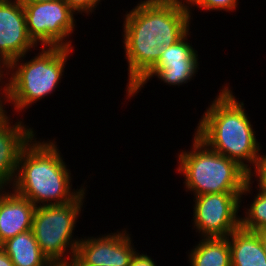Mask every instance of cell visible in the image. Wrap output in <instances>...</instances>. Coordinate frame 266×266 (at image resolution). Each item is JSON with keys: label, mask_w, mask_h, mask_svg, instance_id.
Masks as SVG:
<instances>
[{"label": "cell", "mask_w": 266, "mask_h": 266, "mask_svg": "<svg viewBox=\"0 0 266 266\" xmlns=\"http://www.w3.org/2000/svg\"><path fill=\"white\" fill-rule=\"evenodd\" d=\"M191 19L183 4L162 0H140L125 14L127 92L156 64L164 47L174 45L189 32Z\"/></svg>", "instance_id": "6da1fadb"}, {"label": "cell", "mask_w": 266, "mask_h": 266, "mask_svg": "<svg viewBox=\"0 0 266 266\" xmlns=\"http://www.w3.org/2000/svg\"><path fill=\"white\" fill-rule=\"evenodd\" d=\"M230 89L227 85L222 87L199 120L195 135L209 148L234 160L250 173L261 155V146L244 103L237 101Z\"/></svg>", "instance_id": "7a4b0ae2"}, {"label": "cell", "mask_w": 266, "mask_h": 266, "mask_svg": "<svg viewBox=\"0 0 266 266\" xmlns=\"http://www.w3.org/2000/svg\"><path fill=\"white\" fill-rule=\"evenodd\" d=\"M34 138L20 152L13 188H10L36 207L41 203L42 206L62 205L75 200L86 189L83 186L76 191L71 189V172L58 145L54 140L40 142Z\"/></svg>", "instance_id": "3957f363"}, {"label": "cell", "mask_w": 266, "mask_h": 266, "mask_svg": "<svg viewBox=\"0 0 266 266\" xmlns=\"http://www.w3.org/2000/svg\"><path fill=\"white\" fill-rule=\"evenodd\" d=\"M192 149L178 154L177 171L194 196L211 193L251 194L254 181L237 162L209 148L193 134Z\"/></svg>", "instance_id": "277c9868"}, {"label": "cell", "mask_w": 266, "mask_h": 266, "mask_svg": "<svg viewBox=\"0 0 266 266\" xmlns=\"http://www.w3.org/2000/svg\"><path fill=\"white\" fill-rule=\"evenodd\" d=\"M40 48L42 51L31 60H23L26 55L18 57L5 69V76L10 75L4 90L6 103L13 104L14 111L19 113L55 92L73 51L65 47Z\"/></svg>", "instance_id": "5b68a950"}, {"label": "cell", "mask_w": 266, "mask_h": 266, "mask_svg": "<svg viewBox=\"0 0 266 266\" xmlns=\"http://www.w3.org/2000/svg\"><path fill=\"white\" fill-rule=\"evenodd\" d=\"M85 193L84 190L75 200L66 204L36 207L31 230L41 251L50 262H67L75 256L80 239L72 237ZM68 250L71 256L65 257Z\"/></svg>", "instance_id": "8992f818"}, {"label": "cell", "mask_w": 266, "mask_h": 266, "mask_svg": "<svg viewBox=\"0 0 266 266\" xmlns=\"http://www.w3.org/2000/svg\"><path fill=\"white\" fill-rule=\"evenodd\" d=\"M22 4L28 35L37 46L73 49L67 38L75 29V12L65 0Z\"/></svg>", "instance_id": "52a82bcc"}, {"label": "cell", "mask_w": 266, "mask_h": 266, "mask_svg": "<svg viewBox=\"0 0 266 266\" xmlns=\"http://www.w3.org/2000/svg\"><path fill=\"white\" fill-rule=\"evenodd\" d=\"M241 195L211 193L195 196L193 227L201 234L200 238L228 237L240 227Z\"/></svg>", "instance_id": "ba28073f"}, {"label": "cell", "mask_w": 266, "mask_h": 266, "mask_svg": "<svg viewBox=\"0 0 266 266\" xmlns=\"http://www.w3.org/2000/svg\"><path fill=\"white\" fill-rule=\"evenodd\" d=\"M189 35L190 32L174 45L162 49L156 64L127 92L128 99L139 93L151 77L157 76L169 86H180L198 74V54L187 41Z\"/></svg>", "instance_id": "9c48e42d"}, {"label": "cell", "mask_w": 266, "mask_h": 266, "mask_svg": "<svg viewBox=\"0 0 266 266\" xmlns=\"http://www.w3.org/2000/svg\"><path fill=\"white\" fill-rule=\"evenodd\" d=\"M130 235L123 229L95 238H81L75 257L85 266H129L137 253Z\"/></svg>", "instance_id": "30bf717a"}, {"label": "cell", "mask_w": 266, "mask_h": 266, "mask_svg": "<svg viewBox=\"0 0 266 266\" xmlns=\"http://www.w3.org/2000/svg\"><path fill=\"white\" fill-rule=\"evenodd\" d=\"M36 46L27 32L23 4L19 0H0V62L7 67Z\"/></svg>", "instance_id": "8fae6325"}, {"label": "cell", "mask_w": 266, "mask_h": 266, "mask_svg": "<svg viewBox=\"0 0 266 266\" xmlns=\"http://www.w3.org/2000/svg\"><path fill=\"white\" fill-rule=\"evenodd\" d=\"M10 117L6 115L0 121V185L9 187L15 179L20 152L36 137L33 128L20 120L13 125Z\"/></svg>", "instance_id": "7c38bea8"}, {"label": "cell", "mask_w": 266, "mask_h": 266, "mask_svg": "<svg viewBox=\"0 0 266 266\" xmlns=\"http://www.w3.org/2000/svg\"><path fill=\"white\" fill-rule=\"evenodd\" d=\"M36 206L27 198L12 190L0 204V245L17 234L32 228Z\"/></svg>", "instance_id": "4fadbf2b"}, {"label": "cell", "mask_w": 266, "mask_h": 266, "mask_svg": "<svg viewBox=\"0 0 266 266\" xmlns=\"http://www.w3.org/2000/svg\"><path fill=\"white\" fill-rule=\"evenodd\" d=\"M231 266H266V254L259 238V231L253 232L241 227L228 236Z\"/></svg>", "instance_id": "5bb4252c"}, {"label": "cell", "mask_w": 266, "mask_h": 266, "mask_svg": "<svg viewBox=\"0 0 266 266\" xmlns=\"http://www.w3.org/2000/svg\"><path fill=\"white\" fill-rule=\"evenodd\" d=\"M0 246L15 266H47L50 263L41 251L32 230L17 234Z\"/></svg>", "instance_id": "9a60e30c"}, {"label": "cell", "mask_w": 266, "mask_h": 266, "mask_svg": "<svg viewBox=\"0 0 266 266\" xmlns=\"http://www.w3.org/2000/svg\"><path fill=\"white\" fill-rule=\"evenodd\" d=\"M194 247L188 255L191 266H231L228 237L201 238Z\"/></svg>", "instance_id": "2e32d148"}, {"label": "cell", "mask_w": 266, "mask_h": 266, "mask_svg": "<svg viewBox=\"0 0 266 266\" xmlns=\"http://www.w3.org/2000/svg\"><path fill=\"white\" fill-rule=\"evenodd\" d=\"M245 211V217H240L241 228L253 232L266 230V190L258 188L253 202Z\"/></svg>", "instance_id": "e0dca14e"}, {"label": "cell", "mask_w": 266, "mask_h": 266, "mask_svg": "<svg viewBox=\"0 0 266 266\" xmlns=\"http://www.w3.org/2000/svg\"><path fill=\"white\" fill-rule=\"evenodd\" d=\"M238 5V0H189L184 6L190 13L192 14L191 8L192 6H196V8H200L203 11H233L236 10ZM191 8H190V7ZM202 8V9H201Z\"/></svg>", "instance_id": "ac0fdd59"}, {"label": "cell", "mask_w": 266, "mask_h": 266, "mask_svg": "<svg viewBox=\"0 0 266 266\" xmlns=\"http://www.w3.org/2000/svg\"><path fill=\"white\" fill-rule=\"evenodd\" d=\"M69 7L77 13L90 15L100 3L101 0H65ZM77 11V12H76Z\"/></svg>", "instance_id": "d6986e66"}, {"label": "cell", "mask_w": 266, "mask_h": 266, "mask_svg": "<svg viewBox=\"0 0 266 266\" xmlns=\"http://www.w3.org/2000/svg\"><path fill=\"white\" fill-rule=\"evenodd\" d=\"M254 169V172L249 173V178L254 179L253 177H256L258 182L257 188L266 190V154L260 155Z\"/></svg>", "instance_id": "ffe728a7"}, {"label": "cell", "mask_w": 266, "mask_h": 266, "mask_svg": "<svg viewBox=\"0 0 266 266\" xmlns=\"http://www.w3.org/2000/svg\"><path fill=\"white\" fill-rule=\"evenodd\" d=\"M129 266H157L153 259L147 254L137 253L132 258Z\"/></svg>", "instance_id": "44dd1931"}, {"label": "cell", "mask_w": 266, "mask_h": 266, "mask_svg": "<svg viewBox=\"0 0 266 266\" xmlns=\"http://www.w3.org/2000/svg\"><path fill=\"white\" fill-rule=\"evenodd\" d=\"M0 266H15L5 250L0 246Z\"/></svg>", "instance_id": "7402d4cb"}, {"label": "cell", "mask_w": 266, "mask_h": 266, "mask_svg": "<svg viewBox=\"0 0 266 266\" xmlns=\"http://www.w3.org/2000/svg\"><path fill=\"white\" fill-rule=\"evenodd\" d=\"M2 94V96H0V121L6 116L8 115L4 109H5V104L6 103V99H5V91L0 90V95ZM3 98V99H2ZM4 101V102H3Z\"/></svg>", "instance_id": "603a6c76"}, {"label": "cell", "mask_w": 266, "mask_h": 266, "mask_svg": "<svg viewBox=\"0 0 266 266\" xmlns=\"http://www.w3.org/2000/svg\"><path fill=\"white\" fill-rule=\"evenodd\" d=\"M5 69H6V67L0 62V84H1L0 90H3V91L5 90V85H4L5 82H3V80L7 79V77L4 76L5 71H6ZM3 85H4V87H3Z\"/></svg>", "instance_id": "cb8c5ba5"}, {"label": "cell", "mask_w": 266, "mask_h": 266, "mask_svg": "<svg viewBox=\"0 0 266 266\" xmlns=\"http://www.w3.org/2000/svg\"><path fill=\"white\" fill-rule=\"evenodd\" d=\"M259 238L263 247V251L266 254V230L259 231Z\"/></svg>", "instance_id": "d4e9b609"}, {"label": "cell", "mask_w": 266, "mask_h": 266, "mask_svg": "<svg viewBox=\"0 0 266 266\" xmlns=\"http://www.w3.org/2000/svg\"><path fill=\"white\" fill-rule=\"evenodd\" d=\"M66 266H85V265L82 264L75 256H73L66 262Z\"/></svg>", "instance_id": "484cf974"}, {"label": "cell", "mask_w": 266, "mask_h": 266, "mask_svg": "<svg viewBox=\"0 0 266 266\" xmlns=\"http://www.w3.org/2000/svg\"><path fill=\"white\" fill-rule=\"evenodd\" d=\"M5 187H8V185H0V204H1V201L4 198V196L9 192V190L7 191V188H5Z\"/></svg>", "instance_id": "4316f807"}, {"label": "cell", "mask_w": 266, "mask_h": 266, "mask_svg": "<svg viewBox=\"0 0 266 266\" xmlns=\"http://www.w3.org/2000/svg\"><path fill=\"white\" fill-rule=\"evenodd\" d=\"M21 3L49 2L53 0H19Z\"/></svg>", "instance_id": "83f0119b"}, {"label": "cell", "mask_w": 266, "mask_h": 266, "mask_svg": "<svg viewBox=\"0 0 266 266\" xmlns=\"http://www.w3.org/2000/svg\"><path fill=\"white\" fill-rule=\"evenodd\" d=\"M47 266H66V262H50Z\"/></svg>", "instance_id": "f1b7e54d"}, {"label": "cell", "mask_w": 266, "mask_h": 266, "mask_svg": "<svg viewBox=\"0 0 266 266\" xmlns=\"http://www.w3.org/2000/svg\"><path fill=\"white\" fill-rule=\"evenodd\" d=\"M162 1L175 2V3H179V4L185 5V3H187L189 0H162Z\"/></svg>", "instance_id": "f546056e"}]
</instances>
